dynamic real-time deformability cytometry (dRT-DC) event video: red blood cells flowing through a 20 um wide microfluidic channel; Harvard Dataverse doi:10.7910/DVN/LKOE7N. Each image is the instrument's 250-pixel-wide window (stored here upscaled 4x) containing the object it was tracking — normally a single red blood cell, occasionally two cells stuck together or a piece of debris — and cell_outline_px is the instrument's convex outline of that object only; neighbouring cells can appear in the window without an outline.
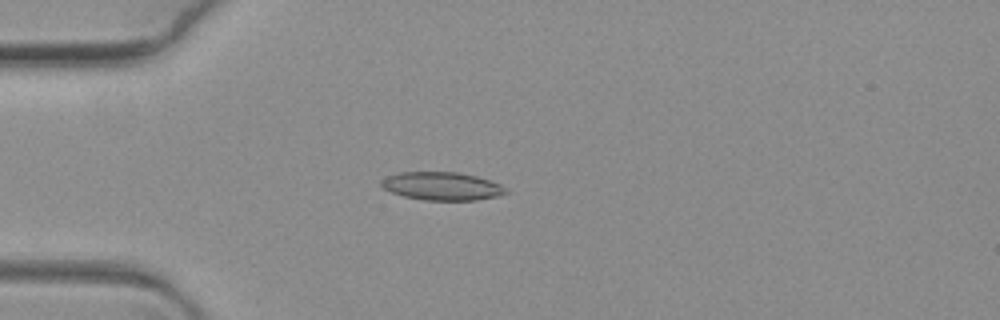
{"species": "common noctule bat (a hibernating species)", "species_latin": "Nyctalus noctula", "temperature_condition": "warm", "stored_images_in_passage": 7, "camera_frame_rate_fps": 3000, "um_per_image_px": 0.085, "animal": {"sex": "female", "body_mass_g": 19.3, "forearm_length_mm": 54.1}, "frame": {"image": 1, "passage_image": 6, "time_ms": 1.667, "image_size_px": [1000, 320], "cell_outline_px": [[508, 192], [500, 196], [476, 200], [424, 200], [404, 196], [392, 192], [384, 188], [380, 184], [380, 180], [388, 176], [400, 172], [456, 172], [476, 176], [500, 184]], "centroid_in_image_um": [37.56, 15.82], "position_along_channel_um": 47.4, "area_um2": 20.29}}